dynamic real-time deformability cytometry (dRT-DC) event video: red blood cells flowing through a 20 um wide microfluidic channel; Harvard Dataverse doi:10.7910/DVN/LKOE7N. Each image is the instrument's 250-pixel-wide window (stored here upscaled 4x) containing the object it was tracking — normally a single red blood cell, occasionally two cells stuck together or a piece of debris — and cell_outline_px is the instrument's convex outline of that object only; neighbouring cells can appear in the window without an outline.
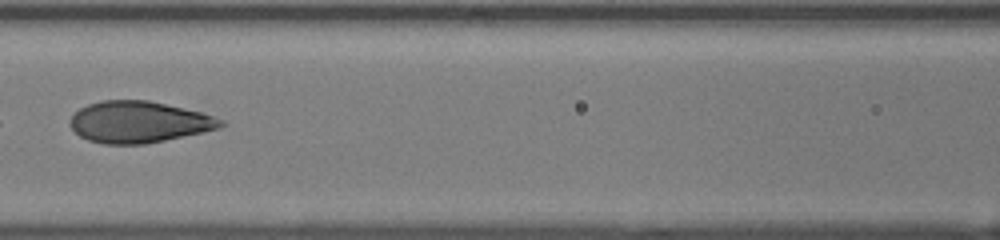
{"species": "human", "species_latin": "Homo sapiens", "temperature_condition": "room temperature", "stored_images_in_passage": 40, "camera_frame_rate_fps": 3000, "um_per_image_px": 0.085, "donor": {"sex": "female"}, "frame": {"image": 1, "passage_image": 17, "time_ms": 5.333, "image_size_px": [1000, 240], "cell_outline_px": [[224, 124], [216, 128], [200, 132], [164, 140], [144, 144], [104, 144], [88, 140], [80, 136], [72, 128], [72, 116], [80, 108], [88, 104], [100, 100], [148, 100], [200, 112], [224, 120]], "centroid_in_image_um": [11.76, 10.36], "position_along_channel_um": 154.8, "area_um2": 35.78}}
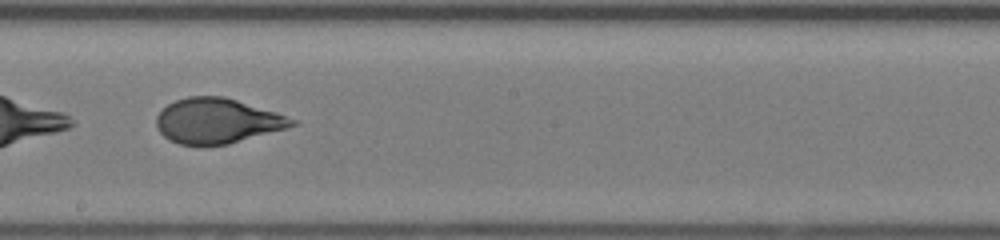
{"frame": {"image": 2, "passage_image": 22, "time_ms": 7.0, "image_size_px": [1000, 240], "cell_outline_px": [[300, 124], [288, 128], [228, 144], [200, 148], [180, 144], [168, 140], [160, 132], [156, 124], [156, 116], [168, 104], [176, 100], [188, 96], [224, 96], [276, 112], [300, 120]], "centroid_in_image_um": [18.49, 10.3], "position_along_channel_um": 229.7, "area_um2": 36.3}}
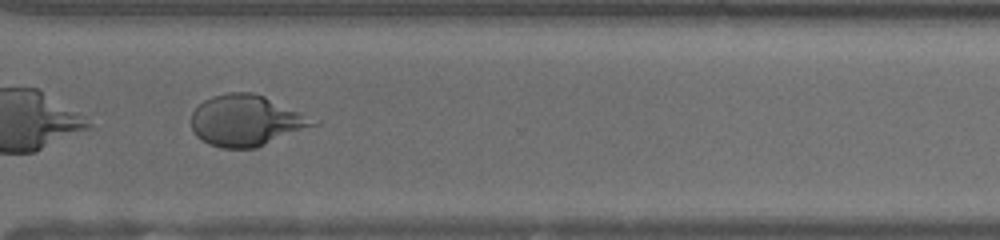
{"frame": {"image": 3, "passage_image": 30, "time_ms": 9.667, "image_size_px": [1000, 240], "cell_outline_px": [[320, 124], [256, 148], [220, 148], [208, 144], [196, 136], [192, 132], [192, 112], [204, 100], [212, 96], [228, 92], [252, 92], [264, 96], [320, 120]], "centroid_in_image_um": [20.95, 10.26], "position_along_channel_um": 349.6, "area_um2": 36.53}}